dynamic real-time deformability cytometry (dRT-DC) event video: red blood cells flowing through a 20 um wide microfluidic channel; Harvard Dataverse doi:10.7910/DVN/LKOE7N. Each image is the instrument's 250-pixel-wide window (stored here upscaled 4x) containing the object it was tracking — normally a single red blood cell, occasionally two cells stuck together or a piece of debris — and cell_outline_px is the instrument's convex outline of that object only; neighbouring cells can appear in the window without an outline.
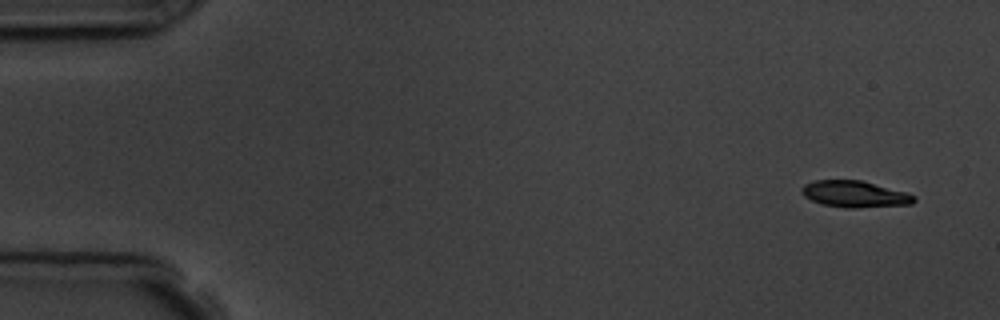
{"species": "common noctule bat (a hibernating species)", "species_latin": "Nyctalus noctula", "temperature_condition": "room temperature", "stored_images_in_passage": 8, "camera_frame_rate_fps": 3000, "um_per_image_px": 0.085, "animal": {"sex": "male", "body_mass_g": 19.5, "forearm_length_mm": 54.6}, "frame": {"image": 1, "passage_image": 1, "time_ms": 0.0, "image_size_px": [1000, 320], "cell_outline_px": [[916, 200], [912, 204], [856, 208], [844, 208], [820, 204], [804, 196], [800, 192], [800, 188], [804, 184], [812, 180], [860, 180], [904, 192], [916, 196]], "centroid_in_image_um": [72.59, 16.5], "position_along_channel_um": 12.4, "area_um2": 17.4}}